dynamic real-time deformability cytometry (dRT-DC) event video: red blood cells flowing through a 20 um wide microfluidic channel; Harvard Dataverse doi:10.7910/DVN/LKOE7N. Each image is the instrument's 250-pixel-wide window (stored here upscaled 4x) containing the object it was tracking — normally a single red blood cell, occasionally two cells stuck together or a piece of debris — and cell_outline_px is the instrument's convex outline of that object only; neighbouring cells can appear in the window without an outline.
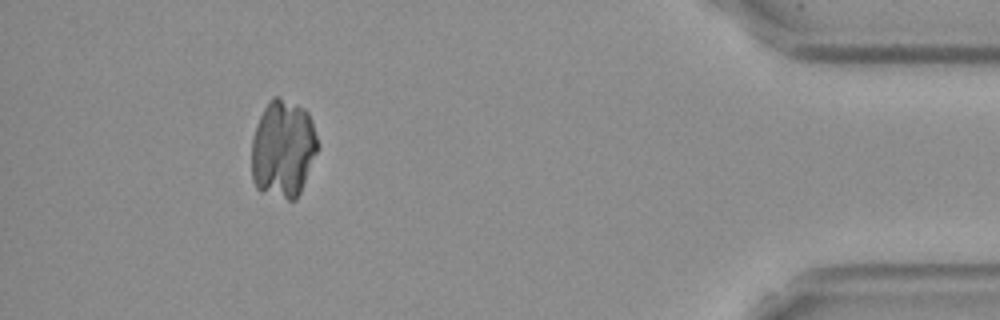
{"species": "Egyptian fruit bat (a non-hibernating species)", "species_latin": "Rousettus aegyptiacus", "temperature_condition": "cold", "stored_images_in_passage": 40, "camera_frame_rate_fps": 3000, "um_per_image_px": 0.085, "frame": {"image": 1, "passage_image": 35, "time_ms": 11.333, "image_size_px": [1000, 320], "cell_outline_px": [[320, 144], [300, 192], [296, 200], [288, 200], [260, 192], [256, 188], [252, 180], [252, 140], [256, 124], [268, 100], [272, 96], [280, 96], [304, 108], [308, 112], [312, 120]], "centroid_in_image_um": [24.06, 12.64], "position_along_channel_um": 411.1, "area_um2": 38.21}}